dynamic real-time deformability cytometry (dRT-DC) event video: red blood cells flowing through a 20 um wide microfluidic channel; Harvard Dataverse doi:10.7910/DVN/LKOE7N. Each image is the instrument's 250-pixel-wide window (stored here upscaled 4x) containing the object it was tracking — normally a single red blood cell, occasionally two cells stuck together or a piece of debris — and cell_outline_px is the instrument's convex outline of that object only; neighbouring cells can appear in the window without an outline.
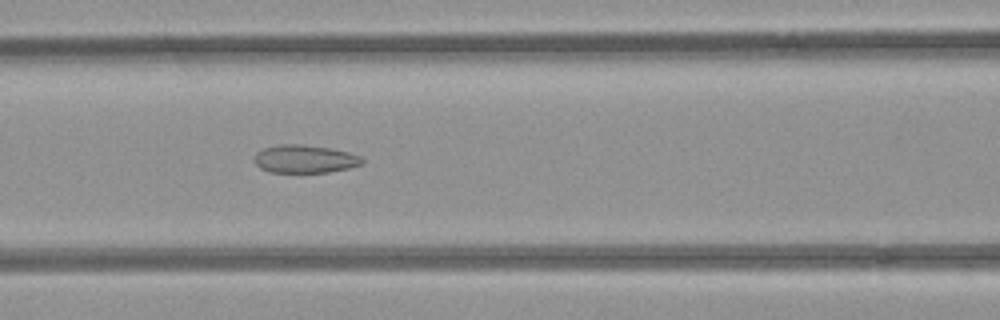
{"species": "common noctule bat (a hibernating species)", "species_latin": "Nyctalus noctula", "temperature_condition": "room temperature", "stored_images_in_passage": 46, "camera_frame_rate_fps": 3000, "um_per_image_px": 0.085, "animal": {"sex": "female", "body_mass_g": 21.9}, "frame": {"image": 1, "passage_image": 16, "time_ms": 5.0, "image_size_px": [1000, 320], "cell_outline_px": [[364, 164], [348, 168], [328, 172], [268, 172], [260, 168], [256, 164], [256, 152], [264, 148], [280, 144], [300, 144], [328, 148], [348, 152], [360, 156], [364, 160]], "centroid_in_image_um": [25.92, 13.51], "position_along_channel_um": 140.7, "area_um2": 17.46}}
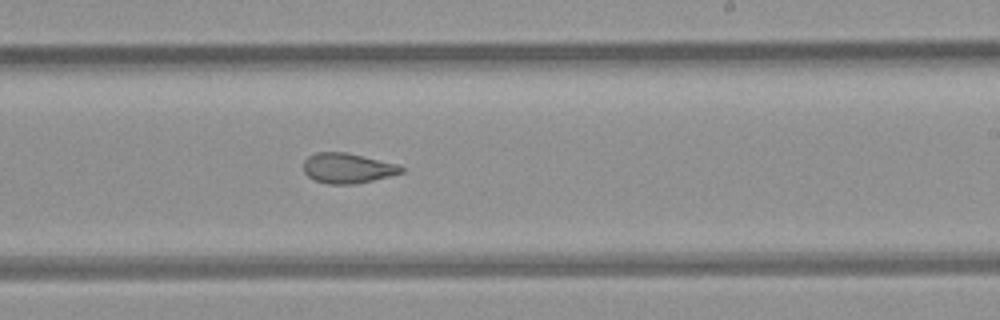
{"frame": {"image": 2, "passage_image": 25, "time_ms": 8.0, "image_size_px": [1000, 320], "cell_outline_px": [[404, 172], [356, 184], [328, 184], [316, 180], [308, 176], [304, 172], [304, 160], [308, 156], [316, 152], [348, 152], [396, 164], [404, 168]], "centroid_in_image_um": [29.52, 14.28], "position_along_channel_um": 259.5, "area_um2": 17.05}}
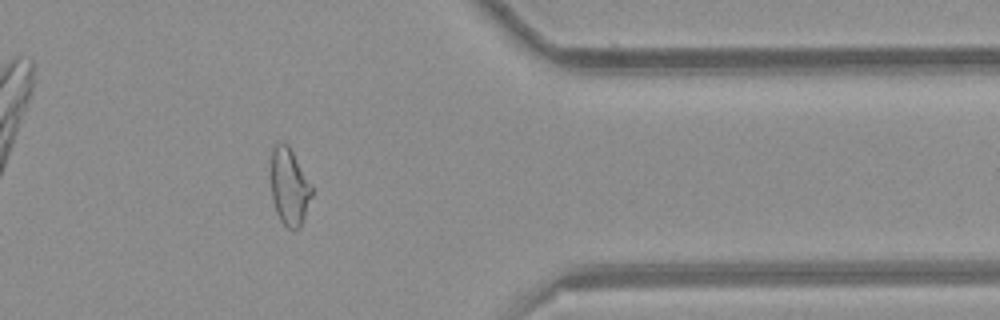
{"frame": {"image": 3, "passage_image": 36, "time_ms": 11.667, "image_size_px": [1000, 320], "cell_outline_px": [[312, 196], [300, 228], [292, 232], [280, 220], [276, 212], [272, 200], [272, 144], [280, 140], [288, 144], [312, 184]], "centroid_in_image_um": [24.6, 15.87], "position_along_channel_um": 386.8, "area_um2": 18.61}, "authors_computed_cell_mechanics": {"area_um2": 19.3052, "velocity_mm_per_s": 3.968, "shape_relaxation_time_tau1_ms": null, "shape_relaxation_time_tau2_ms": 2.3825, "deformation_change_tau1": null, "deformation_change_tau2": 0.0973}}